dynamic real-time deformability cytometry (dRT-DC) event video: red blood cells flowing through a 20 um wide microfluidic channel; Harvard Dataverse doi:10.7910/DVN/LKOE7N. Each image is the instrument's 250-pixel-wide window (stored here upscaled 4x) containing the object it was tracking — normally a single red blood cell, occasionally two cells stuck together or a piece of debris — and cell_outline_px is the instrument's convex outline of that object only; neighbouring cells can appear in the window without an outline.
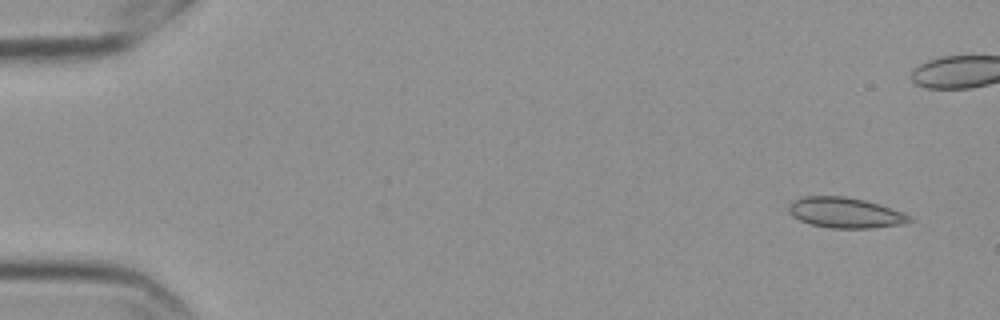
{"species": "Egyptian fruit bat (a non-hibernating species)", "species_latin": "Rousettus aegyptiacus", "temperature_condition": "cold", "stored_images_in_passage": 5, "camera_frame_rate_fps": 3000, "um_per_image_px": 0.085, "frame": {"image": 1, "passage_image": 1, "time_ms": 0.0, "image_size_px": [1000, 320], "cell_outline_px": [[916, 220], [904, 224], [872, 228], [832, 228], [812, 224], [800, 220], [792, 216], [788, 212], [788, 204], [792, 200], [804, 196], [844, 196], [864, 200], [880, 204], [904, 212]], "centroid_in_image_um": [71.87, 18.08], "position_along_channel_um": 13.1, "area_um2": 21.68}}